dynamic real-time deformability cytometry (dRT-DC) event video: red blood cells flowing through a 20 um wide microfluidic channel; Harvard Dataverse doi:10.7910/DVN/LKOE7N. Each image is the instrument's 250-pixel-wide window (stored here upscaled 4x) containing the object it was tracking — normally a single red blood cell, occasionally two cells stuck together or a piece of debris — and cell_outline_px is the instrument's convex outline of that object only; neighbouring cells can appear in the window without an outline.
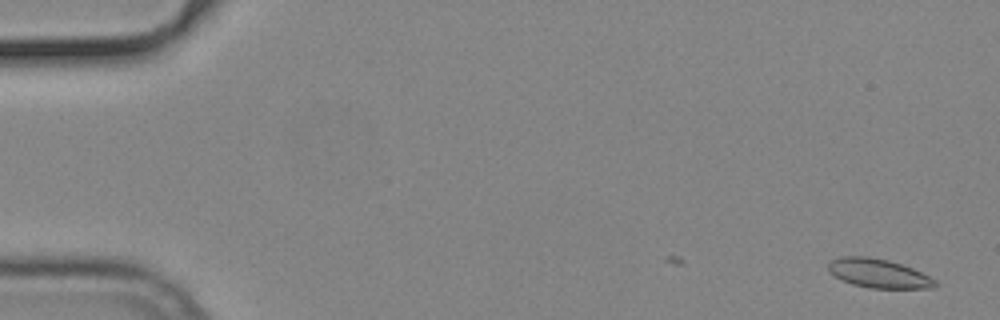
{"species": "common noctule bat (a hibernating species)", "species_latin": "Nyctalus noctula", "temperature_condition": "cold", "stored_images_in_passage": 42, "camera_frame_rate_fps": 3000, "um_per_image_px": 0.085, "animal": {"sex": "male", "body_mass_g": 19.2, "forearm_length_mm": 51.8}, "frame": {"image": 1, "passage_image": 1, "time_ms": 0.0, "image_size_px": [1000, 320], "cell_outline_px": [[940, 284], [936, 288], [868, 288], [852, 284], [828, 272], [828, 264], [832, 260], [840, 256], [868, 256], [888, 260], [912, 268], [936, 280]], "centroid_in_image_um": [74.69, 23.24], "position_along_channel_um": 10.3, "area_um2": 18.03}}
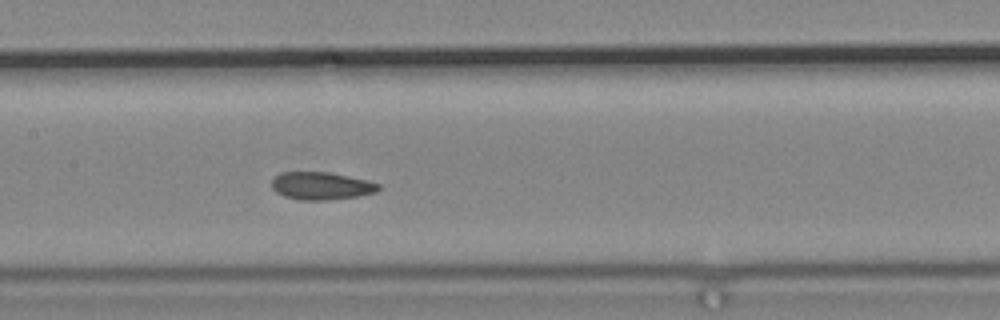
{"frame": {"image": 2, "passage_image": 26, "time_ms": 8.333, "image_size_px": [1000, 320], "cell_outline_px": [[380, 188], [376, 192], [356, 196], [324, 200], [300, 200], [284, 196], [276, 192], [272, 188], [272, 180], [280, 172], [328, 172], [368, 180], [380, 184]], "centroid_in_image_um": [27.3, 15.79], "position_along_channel_um": 180.1, "area_um2": 17.11}}
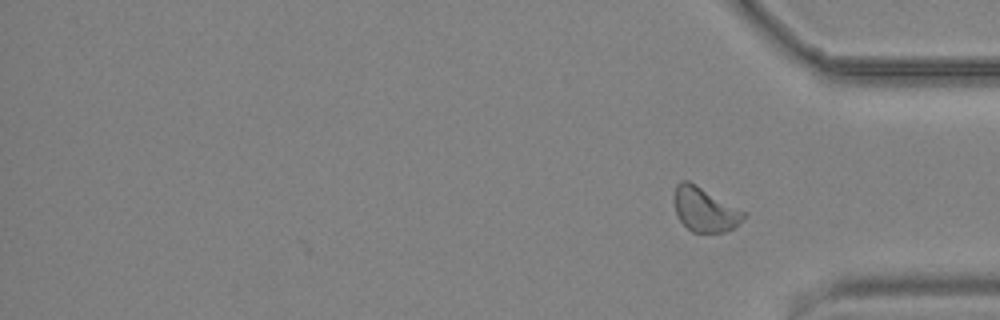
{"frame": {"image": 3, "passage_image": 42, "time_ms": 13.667, "image_size_px": [1000, 320], "cell_outline_px": [[748, 212], [728, 232], [692, 232], [680, 220], [676, 212], [676, 184], [680, 180], [688, 180], [696, 184]], "centroid_in_image_um": [59.94, 17.8], "position_along_channel_um": 375.3, "area_um2": 17.69}, "authors_computed_cell_mechanics": {"area_um2": 17.7446, "velocity_mm_per_s": 3.7323, "shape_relaxation_time_tau1_ms": null, "shape_relaxation_time_tau2_ms": 2.7411, "deformation_change_tau1": null, "deformation_change_tau2": 0.0661}}